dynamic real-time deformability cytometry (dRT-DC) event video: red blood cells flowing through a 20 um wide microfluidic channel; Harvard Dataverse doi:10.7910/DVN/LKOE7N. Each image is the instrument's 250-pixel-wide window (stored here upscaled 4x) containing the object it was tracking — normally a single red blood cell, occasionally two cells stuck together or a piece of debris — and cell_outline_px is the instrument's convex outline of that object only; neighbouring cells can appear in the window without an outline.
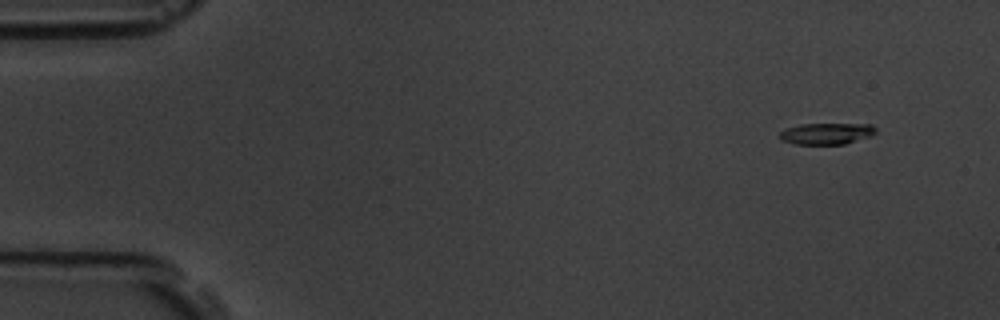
{"species": "common noctule bat (a hibernating species)", "species_latin": "Nyctalus noctula", "temperature_condition": "room temperature", "stored_images_in_passage": 5, "camera_frame_rate_fps": 3000, "um_per_image_px": 0.085, "animal": {"sex": "male", "body_mass_g": 19.5, "forearm_length_mm": 54.6}, "frame": {"image": 1, "passage_image": 2, "time_ms": 1.333, "image_size_px": [1000, 320], "cell_outline_px": [[876, 132], [872, 136], [844, 144], [796, 144], [784, 140], [780, 136], [780, 132], [784, 128], [800, 124], [872, 124], [876, 128]], "centroid_in_image_um": [70.29, 11.34], "position_along_channel_um": 14.7, "area_um2": 11.96}}